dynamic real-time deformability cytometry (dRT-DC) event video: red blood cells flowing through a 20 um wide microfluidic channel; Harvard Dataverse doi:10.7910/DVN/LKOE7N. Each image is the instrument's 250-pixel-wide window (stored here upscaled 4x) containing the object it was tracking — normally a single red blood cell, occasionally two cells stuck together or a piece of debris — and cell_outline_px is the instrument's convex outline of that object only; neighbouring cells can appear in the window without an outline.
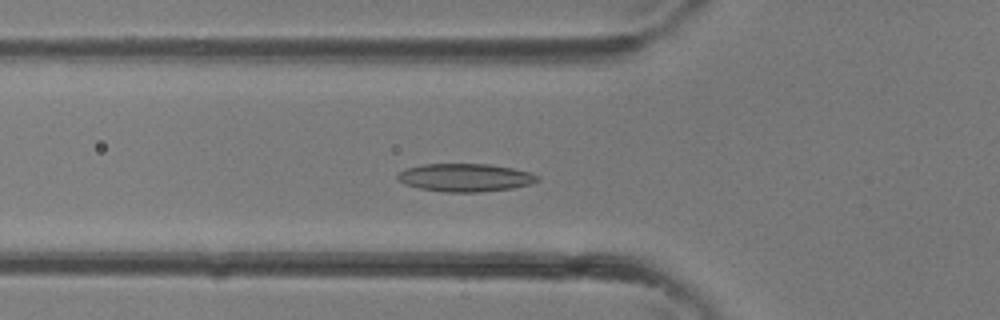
{"species": "common noctule bat (a hibernating species)", "species_latin": "Nyctalus noctula", "temperature_condition": "room temperature", "stored_images_in_passage": 37, "camera_frame_rate_fps": 3000, "um_per_image_px": 0.085, "animal": {"sex": "female"}, "frame": {"image": 1, "passage_image": 13, "time_ms": 4.0, "image_size_px": [1000, 320], "cell_outline_px": [[540, 180], [528, 184], [512, 188], [480, 192], [444, 192], [420, 188], [404, 184], [396, 180], [396, 172], [404, 168], [424, 164], [488, 164], [512, 168], [528, 172], [540, 176]], "centroid_in_image_um": [39.47, 15.09], "position_along_channel_um": 86.3, "area_um2": 22.95}}
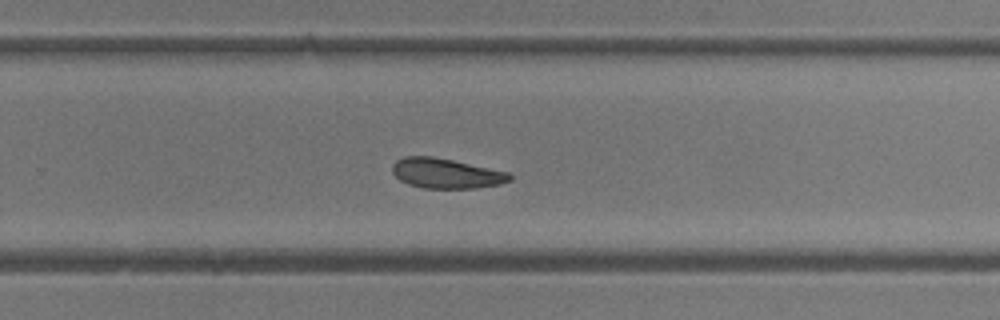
{"frame": {"image": 2, "passage_image": 24, "time_ms": 7.667, "image_size_px": [1000, 320], "cell_outline_px": [[512, 180], [500, 184], [476, 188], [424, 188], [408, 184], [400, 180], [392, 172], [392, 164], [396, 160], [404, 156], [432, 156], [452, 160], [508, 172], [512, 176]], "centroid_in_image_um": [37.9, 14.73], "position_along_channel_um": 291.9, "area_um2": 20.46}}
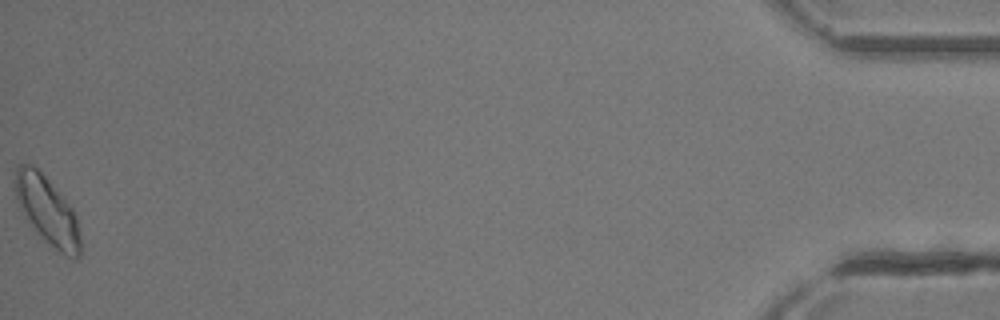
{"frame": {"image": 3, "passage_image": 37, "time_ms": 12.0, "image_size_px": [1000, 320], "cell_outline_px": [[80, 256], [76, 260], [60, 252], [36, 232], [32, 228], [24, 216], [20, 208], [12, 184], [12, 180], [16, 168], [20, 164], [32, 164], [44, 176], [72, 208], [76, 216], [80, 236]], "centroid_in_image_um": [3.98, 17.89], "position_along_channel_um": 431.2, "area_um2": 25.66}}